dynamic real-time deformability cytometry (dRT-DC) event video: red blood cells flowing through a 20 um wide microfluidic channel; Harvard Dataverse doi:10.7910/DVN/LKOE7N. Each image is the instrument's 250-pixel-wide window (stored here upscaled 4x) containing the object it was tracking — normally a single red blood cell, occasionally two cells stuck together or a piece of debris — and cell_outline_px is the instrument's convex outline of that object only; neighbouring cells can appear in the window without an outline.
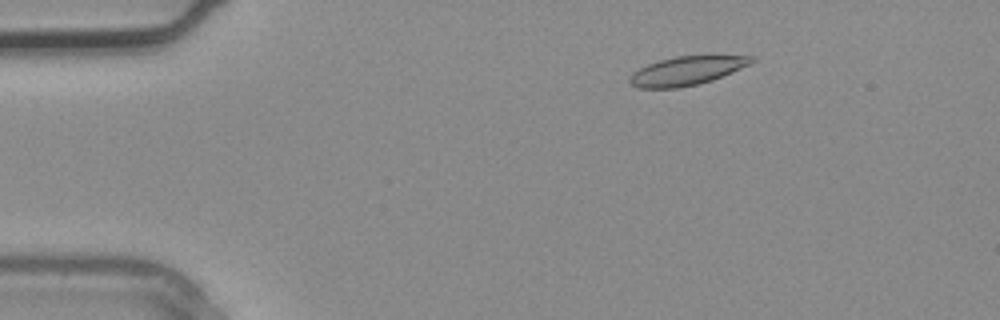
{"species": "common noctule bat (a hibernating species)", "species_latin": "Nyctalus noctula", "temperature_condition": "warm", "stored_images_in_passage": 1, "camera_frame_rate_fps": 3000, "um_per_image_px": 0.085, "animal": {"sex": "male", "body_mass_g": 20.4}, "frame": {"image": 1, "passage_image": 1, "time_ms": 0.0, "image_size_px": [1000, 320], "cell_outline_px": [[756, 60], [752, 64], [712, 80], [700, 84], [680, 88], [636, 88], [628, 80], [628, 76], [632, 72], [648, 64], [660, 60], [676, 56], [712, 52], [756, 56]], "centroid_in_image_um": [58.5, 5.95], "position_along_channel_um": 26.5, "area_um2": 21.68}}